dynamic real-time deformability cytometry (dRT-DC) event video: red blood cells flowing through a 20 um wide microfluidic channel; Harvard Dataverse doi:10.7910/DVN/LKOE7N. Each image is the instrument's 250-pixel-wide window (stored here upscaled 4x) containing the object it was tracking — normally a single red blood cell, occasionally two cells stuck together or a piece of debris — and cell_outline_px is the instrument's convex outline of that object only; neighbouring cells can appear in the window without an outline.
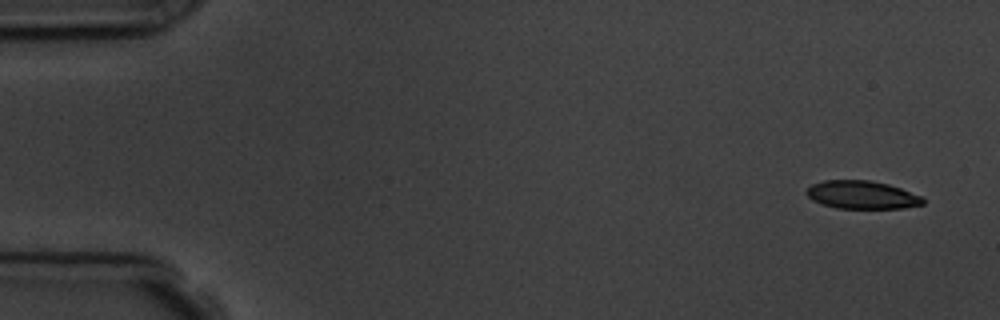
{"species": "common noctule bat (a hibernating species)", "species_latin": "Nyctalus noctula", "temperature_condition": "room temperature", "stored_images_in_passage": 9, "camera_frame_rate_fps": 3000, "um_per_image_px": 0.085, "animal": {"sex": "male", "body_mass_g": 19.5, "forearm_length_mm": 54.6}, "frame": {"image": 1, "passage_image": 1, "time_ms": 0.0, "image_size_px": [1000, 320], "cell_outline_px": [[924, 204], [904, 208], [836, 208], [812, 200], [804, 192], [812, 184], [824, 180], [868, 180], [888, 184], [924, 196]], "centroid_in_image_um": [73.28, 16.56], "position_along_channel_um": 11.7, "area_um2": 19.07}}